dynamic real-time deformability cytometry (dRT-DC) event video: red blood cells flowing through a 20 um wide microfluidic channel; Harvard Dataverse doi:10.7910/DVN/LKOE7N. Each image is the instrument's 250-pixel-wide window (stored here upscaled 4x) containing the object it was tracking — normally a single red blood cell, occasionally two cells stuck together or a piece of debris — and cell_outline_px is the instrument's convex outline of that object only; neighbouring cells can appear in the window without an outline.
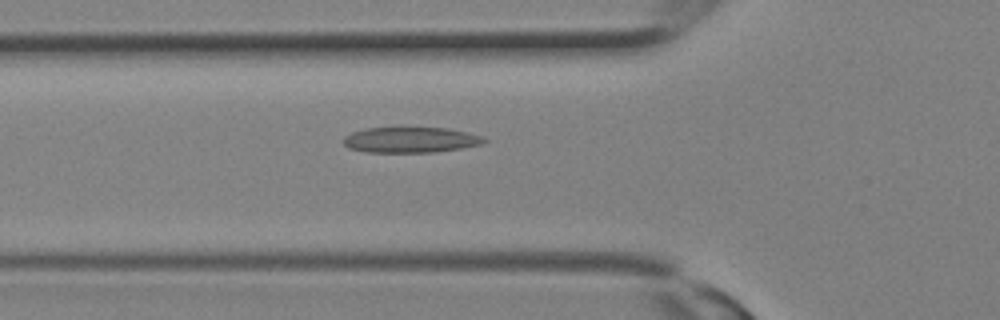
{"species": "Egyptian fruit bat (a non-hibernating species)", "species_latin": "Rousettus aegyptiacus", "temperature_condition": "room temperature", "stored_images_in_passage": 4, "camera_frame_rate_fps": 3000, "um_per_image_px": 0.085, "animal": {"sex": "female"}, "frame": {"image": 1, "passage_image": 2, "time_ms": 0.333, "image_size_px": [1000, 320], "cell_outline_px": [[488, 140], [484, 144], [436, 152], [368, 152], [348, 148], [344, 144], [344, 136], [352, 132], [368, 128], [400, 124], [448, 128], [468, 132], [484, 136]], "centroid_in_image_um": [34.93, 11.83], "position_along_channel_um": 90.9, "area_um2": 22.14}}
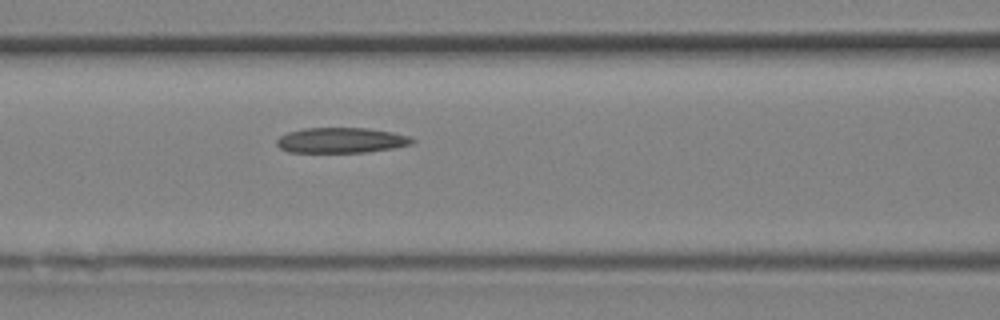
{"frame": {"image": 2, "passage_image": 4, "time_ms": 1.0, "image_size_px": [1000, 320], "cell_outline_px": [[416, 140], [412, 144], [392, 148], [368, 152], [288, 152], [280, 148], [276, 144], [276, 140], [280, 136], [288, 132], [304, 128], [368, 128], [392, 132], [408, 136]], "centroid_in_image_um": [28.99, 11.92], "position_along_channel_um": 137.6, "area_um2": 20.0}}